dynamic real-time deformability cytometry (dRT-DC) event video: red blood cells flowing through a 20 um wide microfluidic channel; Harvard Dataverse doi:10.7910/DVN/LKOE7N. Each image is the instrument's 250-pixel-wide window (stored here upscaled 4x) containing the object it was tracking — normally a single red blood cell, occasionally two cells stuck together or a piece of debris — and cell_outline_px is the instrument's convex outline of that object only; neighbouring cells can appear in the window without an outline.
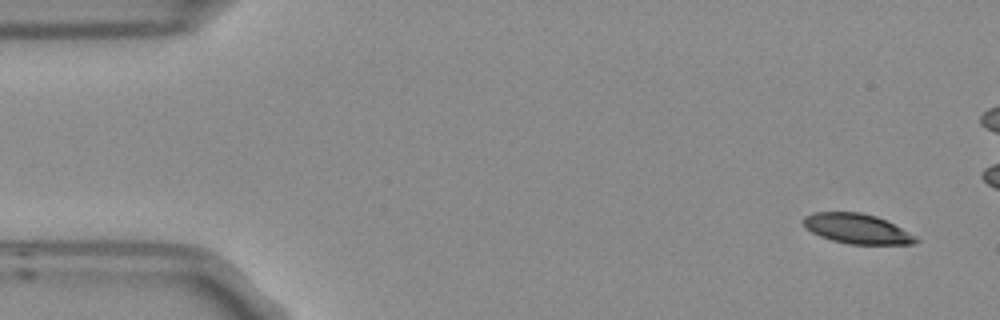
{"species": "Egyptian fruit bat (a non-hibernating species)", "species_latin": "Rousettus aegyptiacus", "temperature_condition": "room temperature", "stored_images_in_passage": 10, "camera_frame_rate_fps": 3000, "um_per_image_px": 0.085, "frame": {"image": 1, "passage_image": 1, "time_ms": 0.0, "image_size_px": [1000, 320], "cell_outline_px": [[920, 240], [912, 244], [848, 244], [832, 240], [820, 236], [812, 232], [804, 224], [804, 216], [816, 212], [860, 212], [876, 216], [916, 236]], "centroid_in_image_um": [72.85, 19.44], "position_along_channel_um": 12.2, "area_um2": 19.25}}
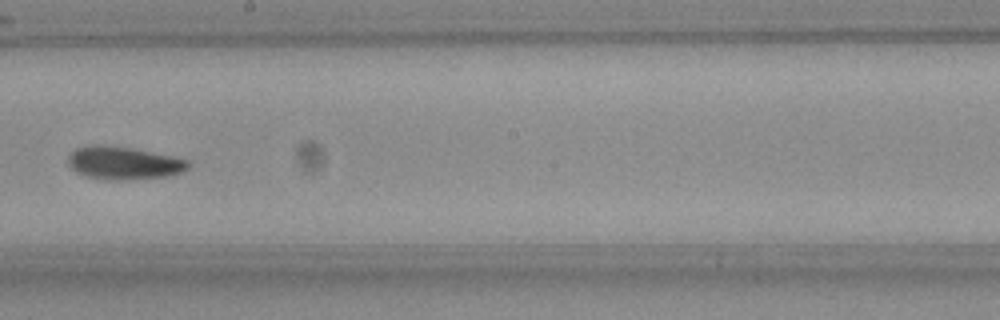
{"frame": {"image": 2, "passage_image": 9, "time_ms": 2.667, "image_size_px": [1000, 320], "cell_outline_px": [[192, 164], [188, 168], [180, 172], [168, 176], [120, 180], [112, 180], [88, 176], [76, 172], [68, 164], [68, 156], [76, 148], [92, 144], [96, 144], [128, 148], [172, 156], [188, 160]], "centroid_in_image_um": [10.51, 13.85], "position_along_channel_um": 237.7, "area_um2": 22.66}}